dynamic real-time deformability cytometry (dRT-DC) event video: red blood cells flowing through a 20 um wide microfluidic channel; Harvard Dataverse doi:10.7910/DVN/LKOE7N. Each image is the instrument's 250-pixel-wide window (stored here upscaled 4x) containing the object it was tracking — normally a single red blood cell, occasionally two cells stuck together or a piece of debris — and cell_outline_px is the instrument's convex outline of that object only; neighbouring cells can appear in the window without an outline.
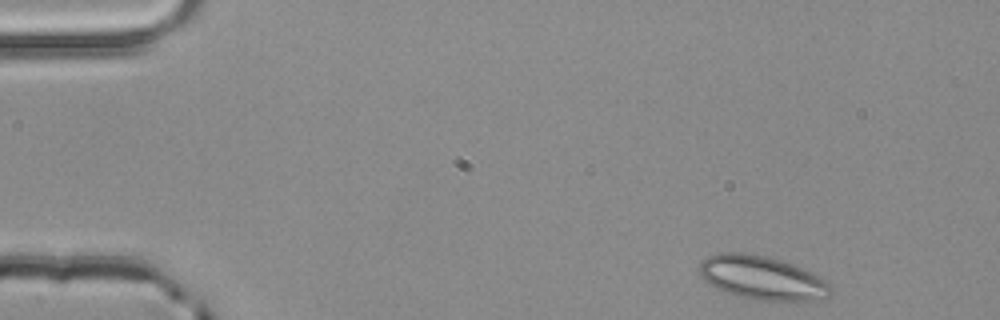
{"species": "common noctule bat (a hibernating species)", "species_latin": "Nyctalus noctula", "temperature_condition": "room temperature", "stored_images_in_passage": 3, "segment_of_instrument_passage": [1, 2], "camera_frame_rate_fps": 3000, "um_per_image_px": 0.085, "animal": {"sex": "male", "body_mass_g": 20.4}, "frame": {"image": 1, "passage_image": 1, "time_ms": 0.0, "image_size_px": [1000, 320], "cell_outline_px": [[832, 292], [824, 300], [804, 304], [760, 300], [736, 296], [724, 292], [708, 284], [704, 280], [700, 272], [700, 264], [708, 256], [720, 252], [744, 252], [768, 256], [804, 268], [828, 280], [832, 288]], "centroid_in_image_um": [64.89, 23.67], "position_along_channel_um": 20.1, "area_um2": 34.68}}